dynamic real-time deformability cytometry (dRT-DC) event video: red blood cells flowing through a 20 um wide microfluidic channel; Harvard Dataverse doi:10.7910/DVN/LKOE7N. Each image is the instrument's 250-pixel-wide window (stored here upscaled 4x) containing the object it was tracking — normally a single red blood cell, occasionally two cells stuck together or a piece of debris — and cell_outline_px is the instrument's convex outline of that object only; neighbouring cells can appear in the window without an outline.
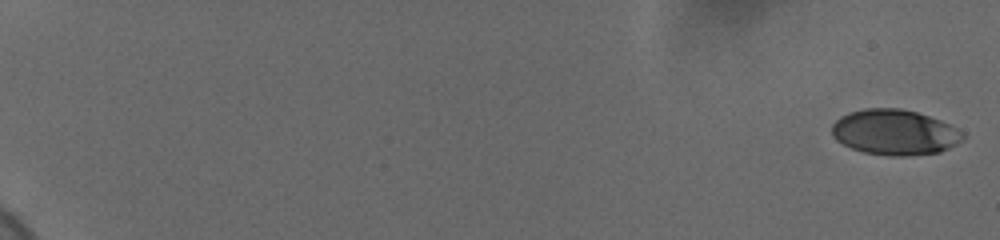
{"species": "human", "species_latin": "Homo sapiens", "temperature_condition": "cold", "stored_images_in_passage": 59, "camera_frame_rate_fps": 3000, "um_per_image_px": 0.085, "donor": {"sex": "female"}, "frame": {"image": 1, "passage_image": 1, "time_ms": 0.0, "image_size_px": [1000, 240], "cell_outline_px": [[964, 140], [940, 152], [908, 156], [892, 156], [864, 152], [852, 148], [836, 140], [832, 136], [832, 124], [840, 116], [848, 112], [864, 108], [900, 108], [916, 112], [940, 120], [964, 132]], "centroid_in_image_um": [76.04, 11.24], "position_along_channel_um": 9.0, "area_um2": 34.74}}
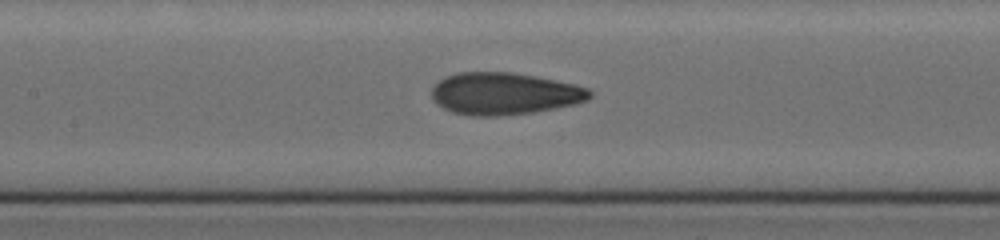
{"frame": {"image": 2, "passage_image": 32, "time_ms": 10.333, "image_size_px": [1000, 240], "cell_outline_px": [[592, 96], [588, 100], [576, 104], [532, 112], [500, 116], [472, 116], [452, 112], [436, 104], [432, 100], [432, 88], [440, 80], [456, 72], [512, 72], [572, 84], [588, 88], [592, 92]], "centroid_in_image_um": [42.84, 7.97], "position_along_channel_um": 164.6, "area_um2": 38.61}}
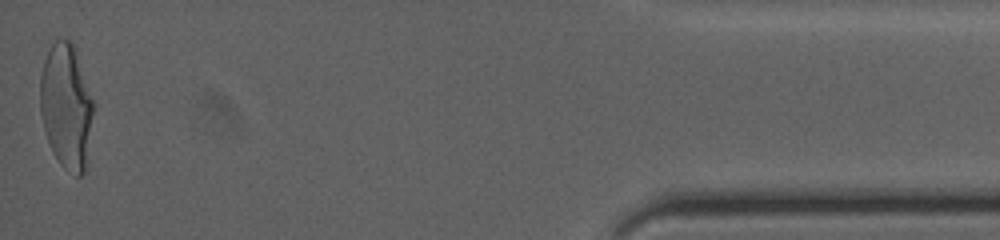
{"frame": {"image": 3, "passage_image": 59, "time_ms": 19.333, "image_size_px": [1000, 240], "cell_outline_px": [[96, 108], [88, 160], [84, 172], [80, 176], [76, 176], [64, 168], [60, 164], [52, 152], [44, 128], [40, 112], [40, 76], [44, 60], [52, 44], [56, 40], [72, 40], [96, 104]], "centroid_in_image_um": [5.69, 9.07], "position_along_channel_um": 429.5, "area_um2": 39.77}, "authors_computed_cell_mechanics": {"area_um2": 37.2232, "velocity_mm_per_s": 3.6835, "shape_relaxation_time_tau1_ms": 4.7747, "shape_relaxation_time_tau2_ms": 1.0044, "deformation_change_tau1": 0.1915, "deformation_change_tau2": 0.08}}